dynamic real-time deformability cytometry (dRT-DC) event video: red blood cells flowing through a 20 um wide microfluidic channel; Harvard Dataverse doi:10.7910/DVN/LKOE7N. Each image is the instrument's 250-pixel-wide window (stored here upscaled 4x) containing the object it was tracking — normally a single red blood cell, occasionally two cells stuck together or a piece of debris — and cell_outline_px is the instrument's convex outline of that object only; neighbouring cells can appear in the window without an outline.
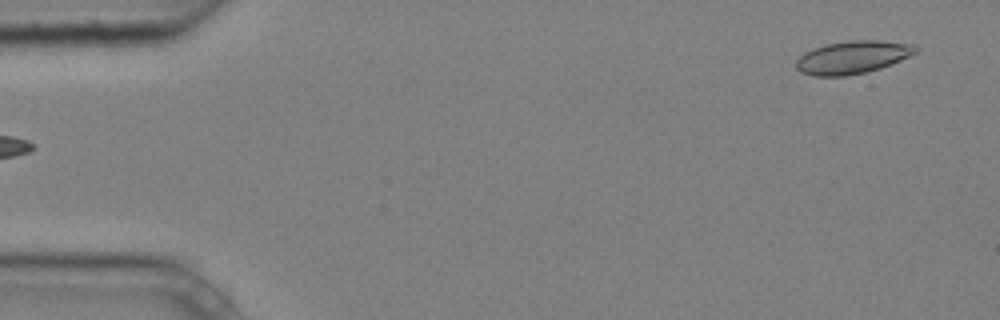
{"species": "common noctule bat (a hibernating species)", "species_latin": "Nyctalus noctula", "temperature_condition": "cold", "stored_images_in_passage": 5, "segment_of_instrument_passage": [2, 2], "camera_frame_rate_fps": 3000, "um_per_image_px": 0.085, "animal": {"sex": "male", "body_mass_g": 20.4}, "frame": {"image": 1, "passage_image": 5, "time_ms": 1.333, "image_size_px": [1000, 320], "cell_outline_px": [[920, 48], [916, 52], [900, 60], [880, 68], [864, 72], [844, 76], [816, 76], [800, 72], [796, 68], [796, 60], [804, 52], [812, 48], [824, 44], [848, 40], [880, 40], [912, 44]], "centroid_in_image_um": [72.43, 4.85], "position_along_channel_um": 12.6, "area_um2": 22.89}}